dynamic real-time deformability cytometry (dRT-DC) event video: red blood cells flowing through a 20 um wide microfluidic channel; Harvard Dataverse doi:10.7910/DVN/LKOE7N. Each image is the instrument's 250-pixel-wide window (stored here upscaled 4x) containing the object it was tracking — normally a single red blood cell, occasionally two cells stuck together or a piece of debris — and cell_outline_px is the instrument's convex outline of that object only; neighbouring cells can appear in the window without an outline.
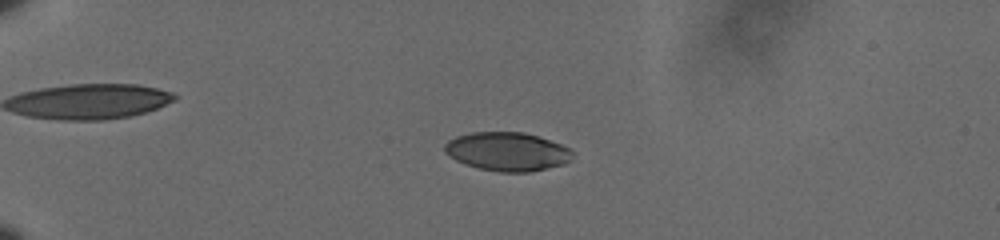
{"species": "human", "species_latin": "Homo sapiens", "temperature_condition": "cold", "stored_images_in_passage": 61, "camera_frame_rate_fps": 3000, "um_per_image_px": 0.085, "donor": {"sex": "male"}, "frame": {"image": 1, "passage_image": 18, "time_ms": 5.667, "image_size_px": [1000, 240], "cell_outline_px": [[572, 160], [564, 164], [528, 172], [500, 172], [480, 168], [456, 160], [444, 152], [444, 144], [448, 140], [456, 136], [472, 132], [524, 132], [560, 144], [568, 148], [572, 152]], "centroid_in_image_um": [43.1, 12.88], "position_along_channel_um": 41.9, "area_um2": 28.55}}
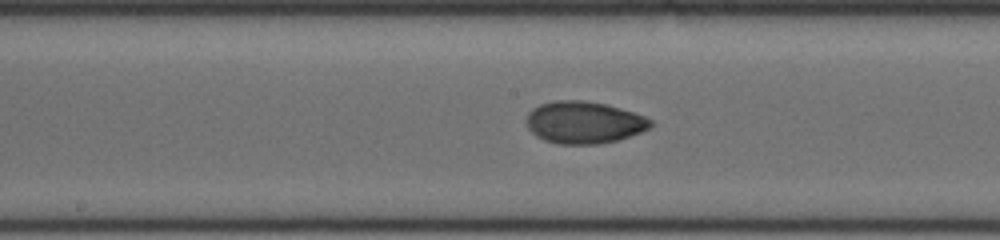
{"frame": {"image": 2, "passage_image": 36, "time_ms": 11.667, "image_size_px": [1000, 240], "cell_outline_px": [[652, 124], [648, 128], [640, 132], [616, 140], [596, 144], [556, 144], [544, 140], [536, 136], [528, 128], [524, 120], [528, 112], [532, 108], [540, 104], [556, 100], [584, 100], [604, 104], [620, 108], [644, 116], [652, 120]], "centroid_in_image_um": [49.57, 10.4], "position_along_channel_um": 198.6, "area_um2": 30.46}}
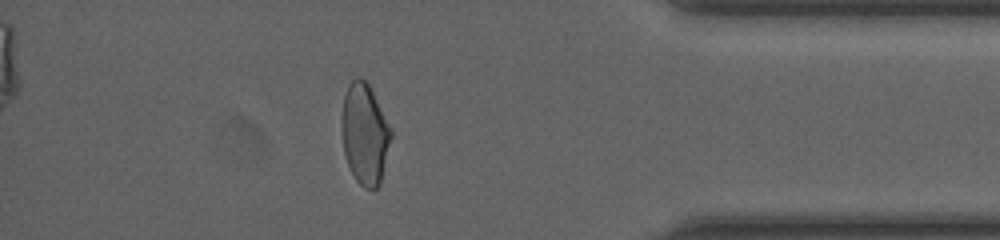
{"frame": {"image": 3, "passage_image": 55, "time_ms": 18.0, "image_size_px": [1000, 240], "cell_outline_px": [[392, 136], [380, 184], [376, 188], [364, 188], [356, 180], [348, 164], [344, 152], [344, 96], [348, 84], [356, 76], [360, 76], [368, 84], [392, 128]], "centroid_in_image_um": [31.05, 11.39], "position_along_channel_um": 404.1, "area_um2": 28.26}, "authors_computed_cell_mechanics": {"area_um2": 29.0734, "velocity_mm_per_s": 3.6138, "shape_relaxation_time_tau1_ms": 7.7425, "shape_relaxation_time_tau2_ms": 1.904, "deformation_change_tau1": 0.1728, "deformation_change_tau2": 0.0482}}